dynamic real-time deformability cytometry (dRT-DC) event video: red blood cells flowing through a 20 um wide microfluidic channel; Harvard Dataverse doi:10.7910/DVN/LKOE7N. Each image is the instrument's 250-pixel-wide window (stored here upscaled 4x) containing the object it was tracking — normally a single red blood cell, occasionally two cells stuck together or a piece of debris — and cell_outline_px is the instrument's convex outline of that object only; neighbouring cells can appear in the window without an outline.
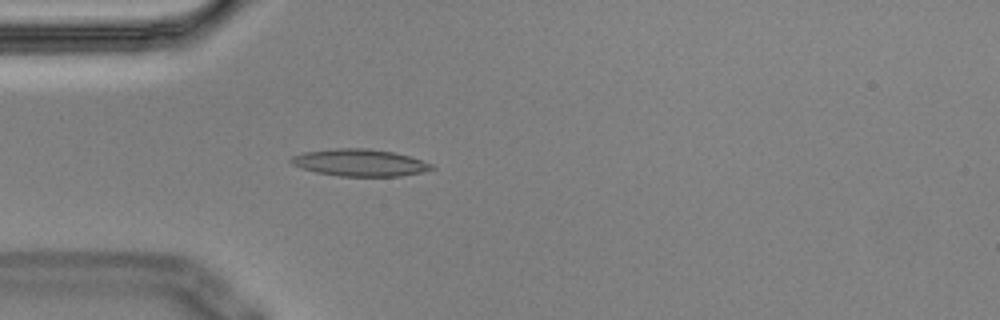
{"species": "Egyptian fruit bat (a non-hibernating species)", "species_latin": "Rousettus aegyptiacus", "temperature_condition": "cold", "stored_images_in_passage": 5, "camera_frame_rate_fps": 3000, "um_per_image_px": 0.085, "animal": {"sex": "male"}, "frame": {"image": 1, "passage_image": 5, "time_ms": 1.333, "image_size_px": [1000, 320], "cell_outline_px": [[436, 168], [420, 172], [400, 176], [340, 176], [316, 172], [292, 164], [288, 160], [292, 156], [304, 152], [336, 148], [368, 148], [392, 152], [408, 156], [432, 164]], "centroid_in_image_um": [30.56, 13.82], "position_along_channel_um": 54.4, "area_um2": 21.91}}